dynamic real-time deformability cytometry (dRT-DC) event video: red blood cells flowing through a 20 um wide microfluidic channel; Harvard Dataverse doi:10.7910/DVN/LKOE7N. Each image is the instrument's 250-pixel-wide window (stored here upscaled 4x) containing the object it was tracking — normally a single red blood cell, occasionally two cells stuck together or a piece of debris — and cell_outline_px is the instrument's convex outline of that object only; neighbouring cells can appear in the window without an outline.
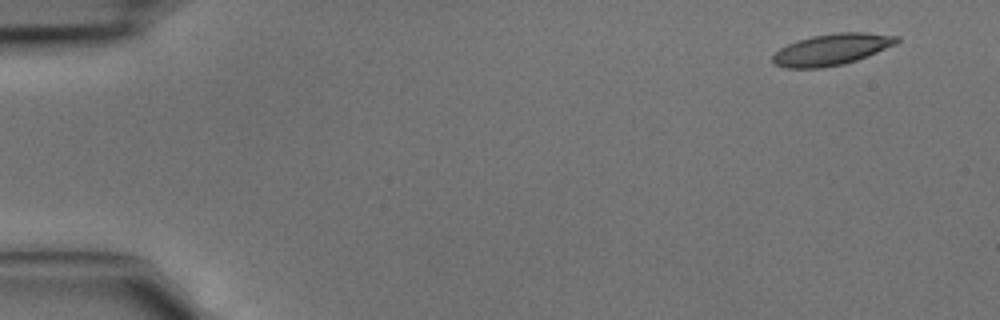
{"species": "common noctule bat (a hibernating species)", "species_latin": "Nyctalus noctula", "temperature_condition": "cold", "stored_images_in_passage": 4, "camera_frame_rate_fps": 3000, "um_per_image_px": 0.085, "animal": {"sex": "male", "body_mass_g": 15.6}, "frame": {"image": 1, "passage_image": 1, "time_ms": 0.0, "image_size_px": [1000, 320], "cell_outline_px": [[900, 40], [896, 44], [856, 60], [844, 64], [820, 68], [788, 68], [776, 64], [772, 60], [772, 56], [780, 48], [796, 40], [812, 36], [836, 32], [868, 32], [900, 36]], "centroid_in_image_um": [70.71, 4.19], "position_along_channel_um": 14.3, "area_um2": 22.66}}
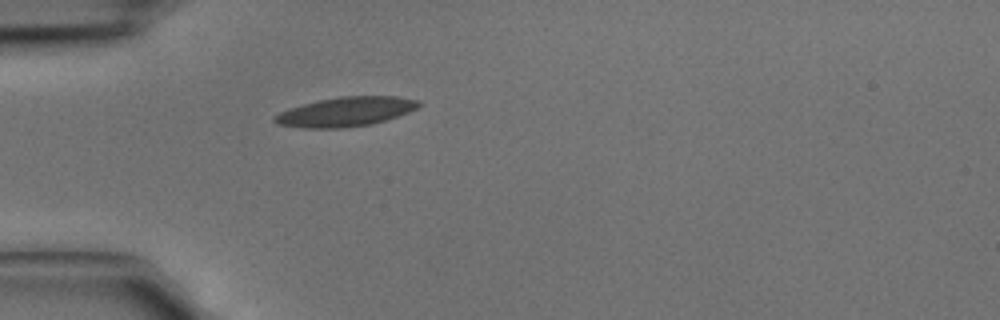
{"frame": {"image": 2, "passage_image": 4, "time_ms": 1.0, "image_size_px": [1000, 320], "cell_outline_px": [[424, 104], [408, 112], [372, 124], [344, 128], [300, 128], [276, 124], [272, 120], [272, 116], [288, 108], [320, 100], [340, 96], [396, 96], [420, 100]], "centroid_in_image_um": [29.36, 9.5], "position_along_channel_um": 55.6, "area_um2": 24.8}}